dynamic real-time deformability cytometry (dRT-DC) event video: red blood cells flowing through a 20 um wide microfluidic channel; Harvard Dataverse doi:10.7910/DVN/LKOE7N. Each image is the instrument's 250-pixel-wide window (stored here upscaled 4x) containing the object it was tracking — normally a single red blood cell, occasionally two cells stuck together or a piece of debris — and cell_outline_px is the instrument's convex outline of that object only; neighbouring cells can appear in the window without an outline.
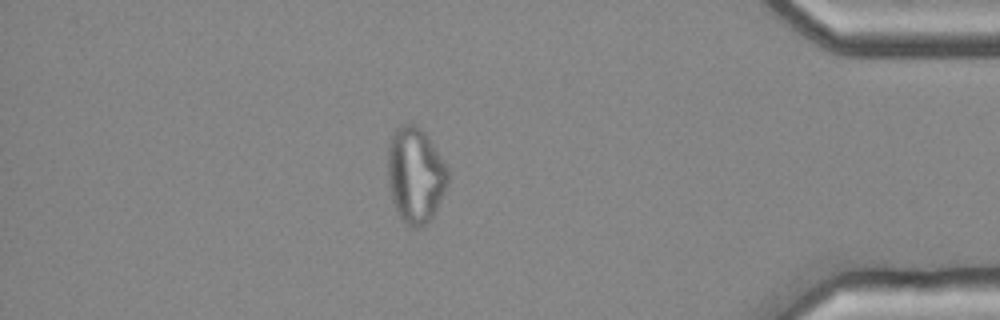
{"species": "common noctule bat (a hibernating species)", "species_latin": "Nyctalus noctula", "temperature_condition": "cold", "stored_images_in_passage": 50, "camera_frame_rate_fps": 3000, "um_per_image_px": 0.085, "animal": {"sex": "female", "body_mass_g": 25.1}, "frame": {"image": 1, "passage_image": 43, "time_ms": 14.0, "image_size_px": [1000, 320], "cell_outline_px": [[448, 184], [432, 216], [424, 224], [416, 228], [408, 228], [396, 212], [392, 200], [388, 184], [388, 144], [396, 128], [400, 124], [412, 124], [424, 132], [428, 136], [448, 168]], "centroid_in_image_um": [35.29, 14.89], "position_along_channel_um": 399.9, "area_um2": 33.47}}